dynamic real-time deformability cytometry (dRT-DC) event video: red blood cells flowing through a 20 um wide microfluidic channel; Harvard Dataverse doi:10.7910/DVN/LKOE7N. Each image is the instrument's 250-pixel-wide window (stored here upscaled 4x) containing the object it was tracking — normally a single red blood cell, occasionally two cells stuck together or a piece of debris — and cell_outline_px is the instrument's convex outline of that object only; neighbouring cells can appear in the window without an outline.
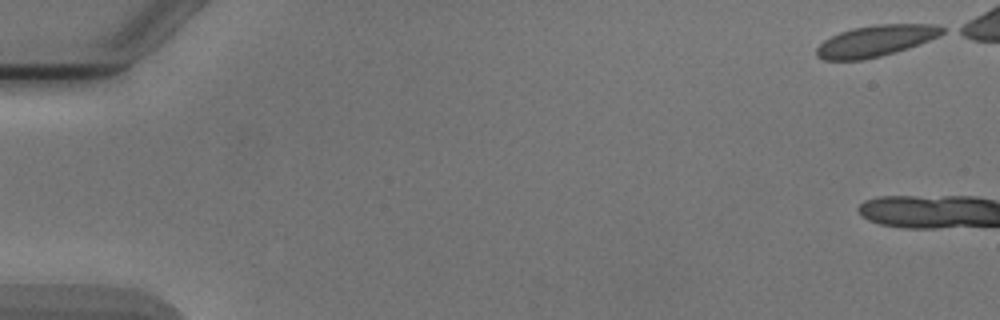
{"species": "Egyptian fruit bat (a non-hibernating species)", "species_latin": "Rousettus aegyptiacus", "temperature_condition": "cold", "stored_images_in_passage": 10, "camera_frame_rate_fps": 3000, "um_per_image_px": 0.085, "animal": {"sex": "male"}, "frame": {"image": 1, "passage_image": 1, "time_ms": 0.0, "image_size_px": [1000, 320], "cell_outline_px": [[948, 32], [940, 36], [908, 48], [896, 52], [864, 60], [824, 60], [816, 56], [816, 48], [824, 40], [840, 32], [852, 28], [876, 24], [936, 24], [944, 28]], "centroid_in_image_um": [74.46, 3.47], "position_along_channel_um": 10.5, "area_um2": 23.06}}